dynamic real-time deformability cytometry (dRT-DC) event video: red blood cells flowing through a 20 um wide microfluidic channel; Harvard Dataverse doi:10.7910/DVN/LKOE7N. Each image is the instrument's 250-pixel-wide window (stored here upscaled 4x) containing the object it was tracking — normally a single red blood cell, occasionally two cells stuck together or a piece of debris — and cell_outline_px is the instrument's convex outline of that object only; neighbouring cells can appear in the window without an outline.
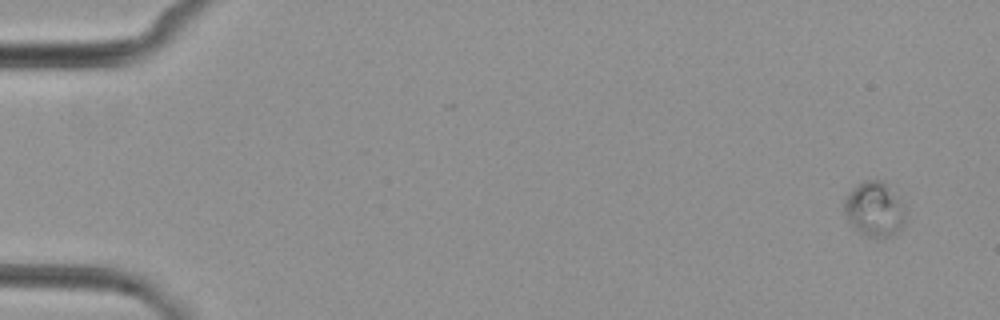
{"species": "common noctule bat (a hibernating species)", "species_latin": "Nyctalus noctula", "temperature_condition": "cold", "stored_images_in_passage": 5, "camera_frame_rate_fps": 3000, "um_per_image_px": 0.085, "animal": {"sex": "female", "body_mass_g": 29.2, "forearm_length_mm": 56.3}, "frame": {"image": 1, "passage_image": 1, "time_ms": 0.0, "image_size_px": [1000, 320], "cell_outline_px": [[904, 224], [896, 236], [868, 236], [860, 232], [852, 224], [844, 212], [844, 200], [852, 188], [864, 180], [884, 180], [904, 208]], "centroid_in_image_um": [74.33, 17.78], "position_along_channel_um": 10.7, "area_um2": 19.13}}